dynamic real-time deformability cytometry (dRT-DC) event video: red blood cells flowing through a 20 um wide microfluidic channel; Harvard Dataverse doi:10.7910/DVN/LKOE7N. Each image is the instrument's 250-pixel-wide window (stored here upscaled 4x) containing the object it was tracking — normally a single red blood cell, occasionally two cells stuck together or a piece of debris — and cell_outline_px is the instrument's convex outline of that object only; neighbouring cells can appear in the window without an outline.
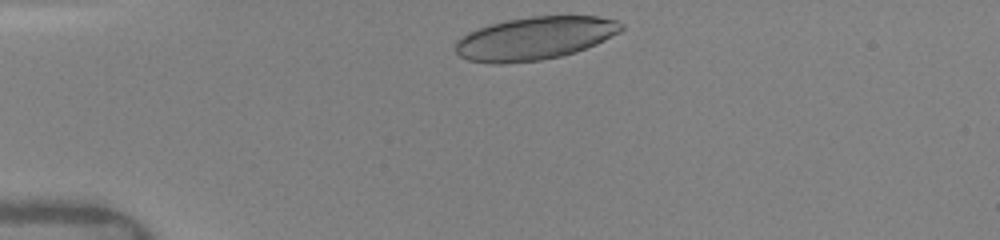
{"species": "human", "species_latin": "Homo sapiens", "temperature_condition": "warm", "stored_images_in_passage": 23, "camera_frame_rate_fps": 3000, "um_per_image_px": 0.085, "donor": {"sex": "female"}, "frame": {"image": 1, "passage_image": 1, "time_ms": 0.0, "image_size_px": [1000, 240], "cell_outline_px": [[624, 28], [620, 32], [596, 44], [576, 52], [560, 56], [540, 60], [500, 64], [492, 64], [468, 60], [460, 56], [456, 52], [456, 44], [468, 32], [492, 24], [508, 20], [532, 16], [600, 16], [616, 20], [624, 24]], "centroid_in_image_um": [45.5, 3.26], "position_along_channel_um": 39.5, "area_um2": 41.27}}
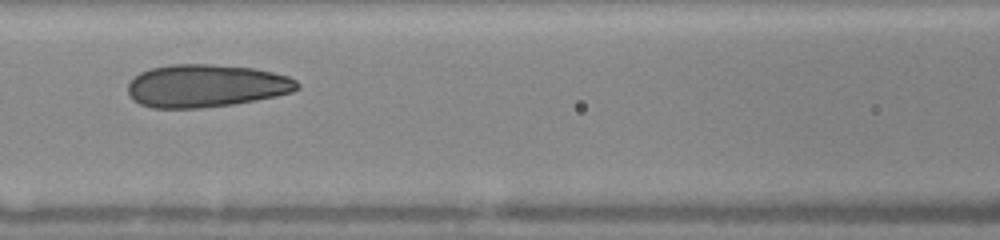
{"frame": {"image": 2, "passage_image": 8, "time_ms": 3.667, "image_size_px": [1000, 240], "cell_outline_px": [[300, 88], [292, 92], [276, 96], [256, 100], [232, 104], [200, 108], [152, 108], [140, 104], [128, 92], [128, 84], [140, 72], [152, 68], [172, 64], [212, 64], [256, 68], [288, 76], [296, 80], [300, 84]], "centroid_in_image_um": [17.55, 7.29], "position_along_channel_um": 149.0, "area_um2": 42.19}}
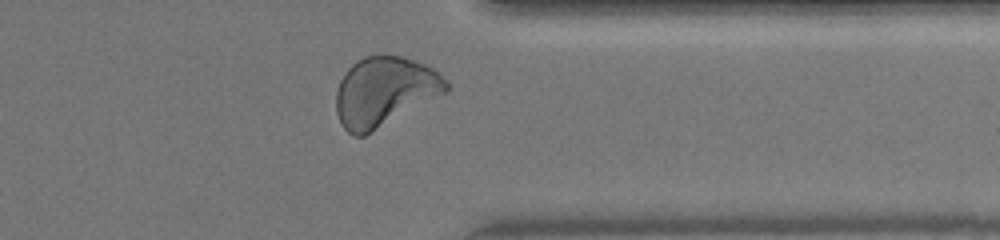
{"frame": {"image": 3, "passage_image": 19, "time_ms": 9.333, "image_size_px": [1000, 240], "cell_outline_px": [[448, 88], [444, 92], [364, 136], [352, 136], [344, 128], [336, 112], [336, 92], [340, 80], [344, 72], [356, 60], [364, 56], [400, 56], [424, 64], [432, 68], [448, 84]], "centroid_in_image_um": [32.6, 7.78], "position_along_channel_um": 378.8, "area_um2": 43.52}, "authors_computed_cell_mechanics": {"area_um2": 41.8472, "velocity_mm_per_s": 4.0964, "shape_relaxation_time_tau1_ms": 7.8748, "shape_relaxation_time_tau2_ms": 1.127, "deformation_change_tau1": 0.2091, "deformation_change_tau2": 0.0811}}